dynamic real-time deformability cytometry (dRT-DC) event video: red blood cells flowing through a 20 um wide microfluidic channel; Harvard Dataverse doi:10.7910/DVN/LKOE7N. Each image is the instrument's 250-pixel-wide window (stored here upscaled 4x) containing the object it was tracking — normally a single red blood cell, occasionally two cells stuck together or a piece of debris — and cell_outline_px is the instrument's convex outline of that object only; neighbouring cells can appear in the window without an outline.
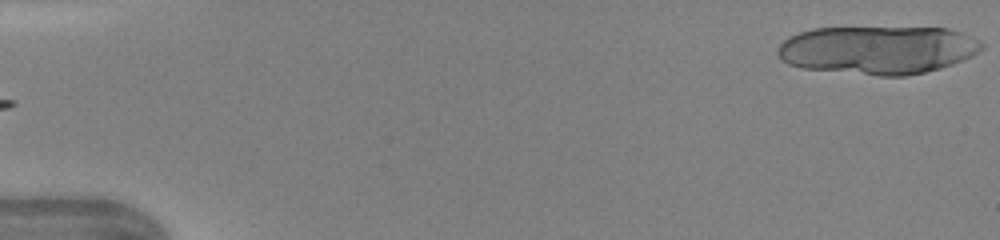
{"species": "human", "species_latin": "Homo sapiens", "temperature_condition": "warm", "stored_images_in_passage": 16, "camera_frame_rate_fps": 3000, "um_per_image_px": 0.085, "donor": {"sex": "female"}, "frame": {"image": 1, "passage_image": 1, "time_ms": 0.0, "image_size_px": [1000, 240], "cell_outline_px": [[984, 48], [972, 56], [952, 64], [940, 68], [908, 76], [880, 76], [800, 68], [788, 64], [780, 60], [776, 52], [776, 48], [788, 36], [812, 28], [948, 28], [972, 36], [980, 40], [984, 44]], "centroid_in_image_um": [74.59, 4.25], "position_along_channel_um": 10.4, "area_um2": 57.8}}